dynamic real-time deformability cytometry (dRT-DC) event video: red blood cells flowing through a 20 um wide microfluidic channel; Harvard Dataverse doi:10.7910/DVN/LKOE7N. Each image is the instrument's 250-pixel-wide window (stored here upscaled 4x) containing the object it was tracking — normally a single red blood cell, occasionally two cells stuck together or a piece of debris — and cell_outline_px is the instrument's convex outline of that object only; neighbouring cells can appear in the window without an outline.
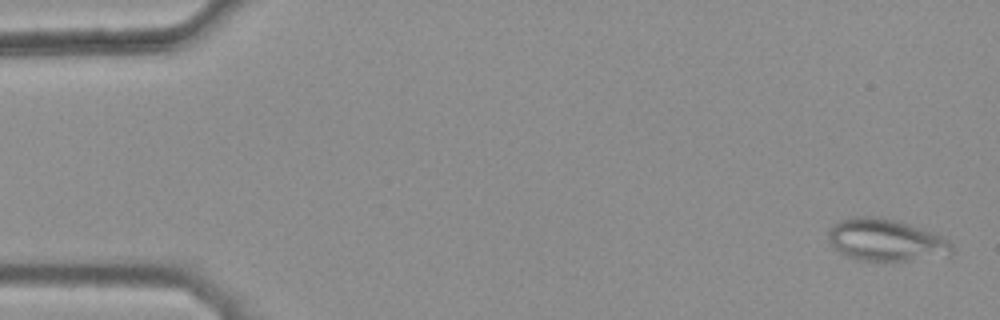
{"species": "common noctule bat (a hibernating species)", "species_latin": "Nyctalus noctula", "temperature_condition": "warm", "stored_images_in_passage": 45, "camera_frame_rate_fps": 3000, "um_per_image_px": 0.085, "animal": {"sex": "female", "body_mass_g": 25.1}, "frame": {"image": 1, "passage_image": 2, "time_ms": 0.333, "image_size_px": [1000, 320], "cell_outline_px": [[952, 252], [948, 256], [904, 260], [856, 260], [840, 252], [828, 240], [828, 228], [832, 224], [840, 220], [852, 216], [880, 216], [896, 220], [944, 236], [952, 244]], "centroid_in_image_um": [75.28, 20.38], "position_along_channel_um": 9.7, "area_um2": 30.35}}
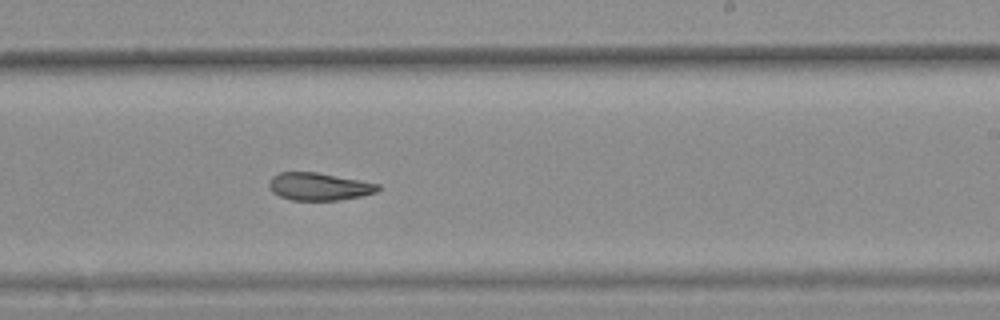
{"frame": {"image": 2, "passage_image": 32, "time_ms": 10.333, "image_size_px": [1000, 320], "cell_outline_px": [[380, 188], [376, 192], [360, 196], [340, 200], [292, 200], [280, 196], [272, 192], [268, 188], [268, 180], [272, 176], [280, 172], [316, 172], [360, 180], [380, 184]], "centroid_in_image_um": [27.08, 15.85], "position_along_channel_um": 261.9, "area_um2": 17.57}}
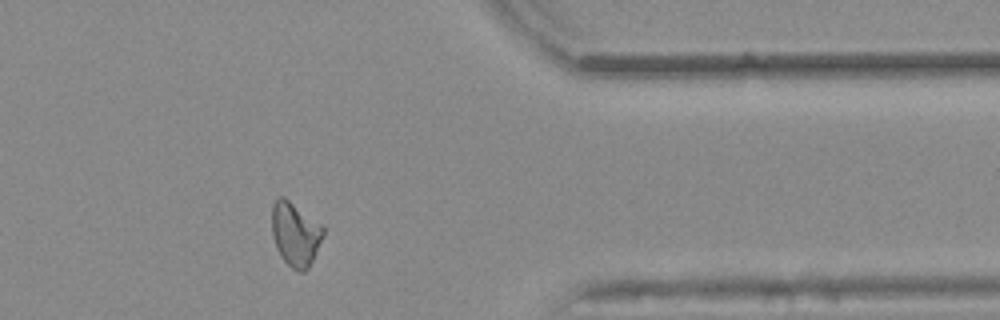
{"frame": {"image": 3, "passage_image": 43, "time_ms": 14.0, "image_size_px": [1000, 320], "cell_outline_px": [[324, 232], [312, 260], [308, 268], [304, 272], [300, 272], [292, 268], [280, 256], [276, 248], [272, 232], [272, 204], [280, 196], [284, 196], [320, 224], [324, 228]], "centroid_in_image_um": [25.07, 19.89], "position_along_channel_um": 386.3, "area_um2": 18.79}, "authors_computed_cell_mechanics": {"area_um2": 19.363, "velocity_mm_per_s": 3.8405, "shape_relaxation_time_tau1_ms": null, "shape_relaxation_time_tau2_ms": 5.0434, "deformation_change_tau1": null, "deformation_change_tau2": 0.117}}